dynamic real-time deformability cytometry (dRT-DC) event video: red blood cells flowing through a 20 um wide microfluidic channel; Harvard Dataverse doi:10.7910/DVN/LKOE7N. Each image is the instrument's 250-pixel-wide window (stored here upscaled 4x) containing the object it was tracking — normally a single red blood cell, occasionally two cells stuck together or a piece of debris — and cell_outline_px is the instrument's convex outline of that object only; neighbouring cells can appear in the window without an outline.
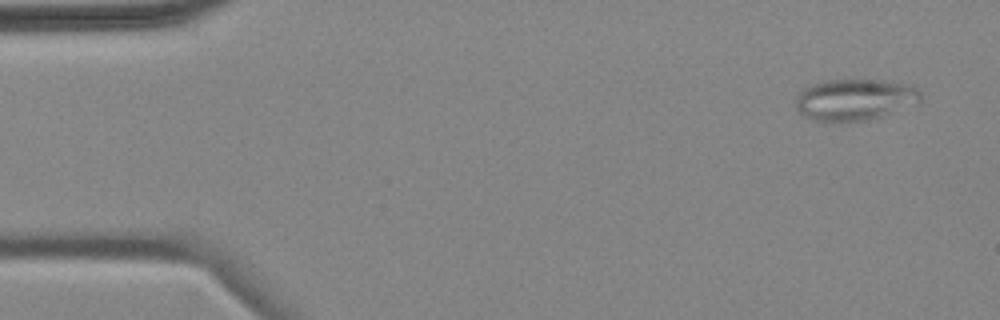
{"species": "common noctule bat (a hibernating species)", "species_latin": "Nyctalus noctula", "temperature_condition": "cold", "stored_images_in_passage": 9, "camera_frame_rate_fps": 3000, "um_per_image_px": 0.085, "animal": {"sex": "female", "body_mass_g": 18.4}, "frame": {"image": 1, "passage_image": 1, "time_ms": 0.0, "image_size_px": [1000, 320], "cell_outline_px": [[920, 104], [880, 116], [864, 120], [824, 124], [804, 116], [796, 108], [796, 100], [800, 92], [804, 88], [812, 84], [824, 80], [884, 80], [904, 84], [916, 88], [920, 92]], "centroid_in_image_um": [72.63, 8.49], "position_along_channel_um": 12.4, "area_um2": 30.46}}
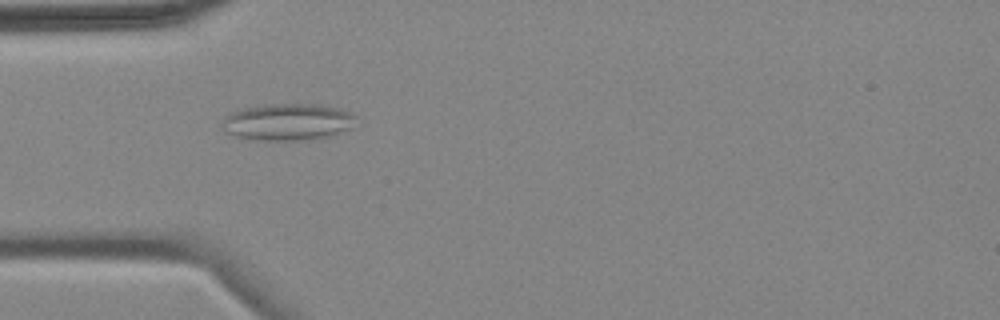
{"frame": {"image": 2, "passage_image": 3, "time_ms": 4.333, "image_size_px": [1000, 320], "cell_outline_px": [[356, 116], [348, 128], [328, 136], [308, 140], [260, 140], [236, 136], [224, 132], [220, 128], [220, 124], [224, 116], [232, 112], [244, 108], [272, 104], [320, 104], [340, 108], [352, 112]], "centroid_in_image_um": [24.4, 10.36], "position_along_channel_um": 60.6, "area_um2": 28.67}}